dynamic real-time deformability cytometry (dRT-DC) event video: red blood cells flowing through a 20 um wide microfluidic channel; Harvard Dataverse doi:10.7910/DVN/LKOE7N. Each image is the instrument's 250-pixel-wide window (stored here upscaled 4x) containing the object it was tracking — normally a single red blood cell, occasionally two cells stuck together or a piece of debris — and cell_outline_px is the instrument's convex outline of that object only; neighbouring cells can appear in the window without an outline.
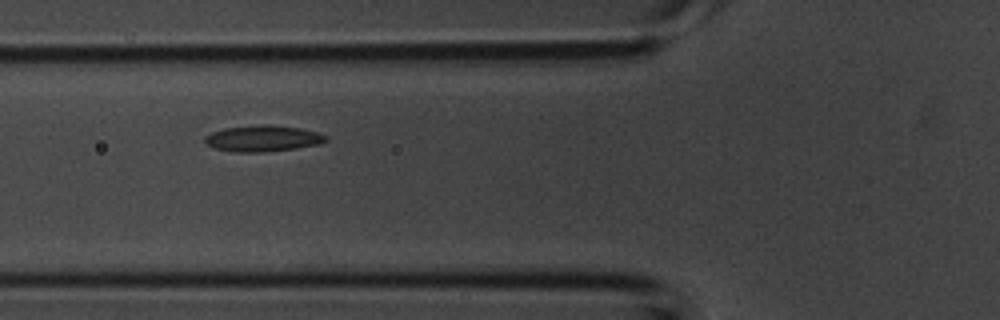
{"species": "common noctule bat (a hibernating species)", "species_latin": "Nyctalus noctula", "temperature_condition": "room temperature", "stored_images_in_passage": 16, "camera_frame_rate_fps": 3000, "um_per_image_px": 0.085, "animal": {"sex": "male", "body_mass_g": 20.1, "forearm_length_mm": 53.5}, "frame": {"image": 1, "passage_image": 3, "time_ms": 0.667, "image_size_px": [1000, 320], "cell_outline_px": [[328, 140], [320, 144], [296, 148], [264, 152], [236, 152], [216, 148], [204, 144], [204, 136], [212, 132], [224, 128], [264, 124], [300, 128], [316, 132], [328, 136]], "centroid_in_image_um": [22.33, 11.77], "position_along_channel_um": 103.5, "area_um2": 18.44}}